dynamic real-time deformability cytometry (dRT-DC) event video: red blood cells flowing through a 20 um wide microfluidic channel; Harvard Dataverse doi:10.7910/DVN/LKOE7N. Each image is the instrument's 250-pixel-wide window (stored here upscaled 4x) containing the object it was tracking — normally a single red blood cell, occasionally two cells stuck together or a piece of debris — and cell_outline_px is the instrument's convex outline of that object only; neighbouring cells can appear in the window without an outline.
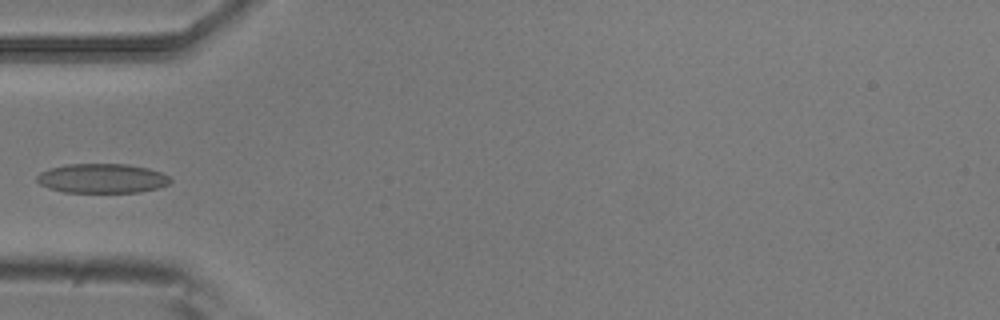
{"species": "common noctule bat (a hibernating species)", "species_latin": "Nyctalus noctula", "temperature_condition": "room temperature", "stored_images_in_passage": 5, "camera_frame_rate_fps": 3000, "um_per_image_px": 0.085, "animal": {"sex": "male", "body_mass_g": 20.5, "forearm_length_mm": 52.5}, "frame": {"image": 1, "passage_image": 5, "time_ms": 1.333, "image_size_px": [1000, 320], "cell_outline_px": [[172, 180], [168, 184], [156, 188], [140, 192], [64, 192], [48, 188], [40, 184], [36, 180], [36, 176], [40, 172], [52, 168], [68, 164], [128, 164], [148, 168], [160, 172], [168, 176]], "centroid_in_image_um": [8.66, 15.16], "position_along_channel_um": 76.3, "area_um2": 22.77}}